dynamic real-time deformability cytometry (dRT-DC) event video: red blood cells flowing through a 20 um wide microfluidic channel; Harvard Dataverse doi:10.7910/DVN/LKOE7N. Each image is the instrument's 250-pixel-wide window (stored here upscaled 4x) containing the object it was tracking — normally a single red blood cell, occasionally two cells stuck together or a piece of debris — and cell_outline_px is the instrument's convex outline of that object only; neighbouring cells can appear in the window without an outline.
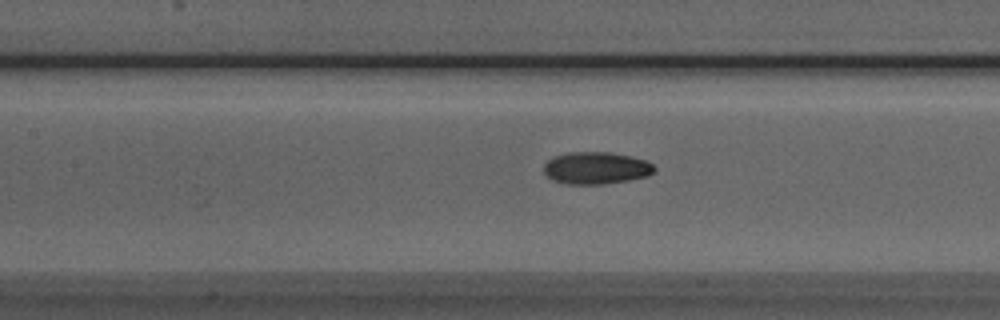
{"species": "Egyptian fruit bat (a non-hibernating species)", "species_latin": "Rousettus aegyptiacus", "temperature_condition": "room temperature", "stored_images_in_passage": 51, "camera_frame_rate_fps": 3000, "um_per_image_px": 0.085, "animal": {"sex": "male"}, "frame": {"image": 1, "passage_image": 22, "time_ms": 7.0, "image_size_px": [1000, 320], "cell_outline_px": [[656, 172], [648, 176], [628, 180], [604, 184], [568, 184], [552, 180], [544, 172], [544, 164], [548, 160], [556, 156], [568, 152], [612, 152], [632, 156], [644, 160], [652, 164], [656, 168]], "centroid_in_image_um": [50.69, 14.28], "position_along_channel_um": 156.7, "area_um2": 20.81}}
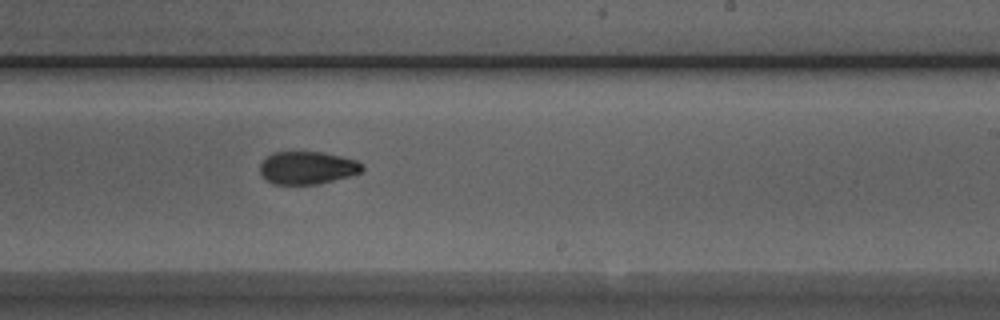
{"frame": {"image": 2, "passage_image": 30, "time_ms": 9.667, "image_size_px": [1000, 320], "cell_outline_px": [[364, 168], [360, 172], [348, 176], [320, 184], [272, 184], [264, 180], [260, 176], [260, 164], [272, 152], [320, 152], [340, 156], [356, 160], [364, 164]], "centroid_in_image_um": [26.09, 14.27], "position_along_channel_um": 262.9, "area_um2": 19.59}}
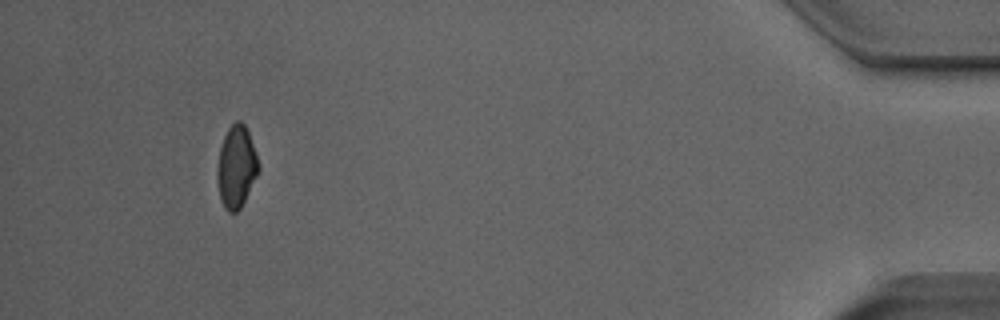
{"frame": {"image": 3, "passage_image": 47, "time_ms": 15.333, "image_size_px": [1000, 320], "cell_outline_px": [[260, 172], [240, 208], [236, 212], [228, 212], [224, 208], [220, 200], [216, 176], [216, 168], [220, 148], [224, 136], [228, 128], [236, 120], [240, 120], [244, 124], [248, 132], [260, 164]], "centroid_in_image_um": [20.09, 14.2], "position_along_channel_um": 415.1, "area_um2": 20.0}, "authors_computed_cell_mechanics": {"area_um2": 19.9988, "velocity_mm_per_s": 3.9948, "shape_relaxation_time_tau1_ms": 8.6895, "shape_relaxation_time_tau2_ms": 2.3809, "deformation_change_tau1": 0.1775, "deformation_change_tau2": 0.0748}}